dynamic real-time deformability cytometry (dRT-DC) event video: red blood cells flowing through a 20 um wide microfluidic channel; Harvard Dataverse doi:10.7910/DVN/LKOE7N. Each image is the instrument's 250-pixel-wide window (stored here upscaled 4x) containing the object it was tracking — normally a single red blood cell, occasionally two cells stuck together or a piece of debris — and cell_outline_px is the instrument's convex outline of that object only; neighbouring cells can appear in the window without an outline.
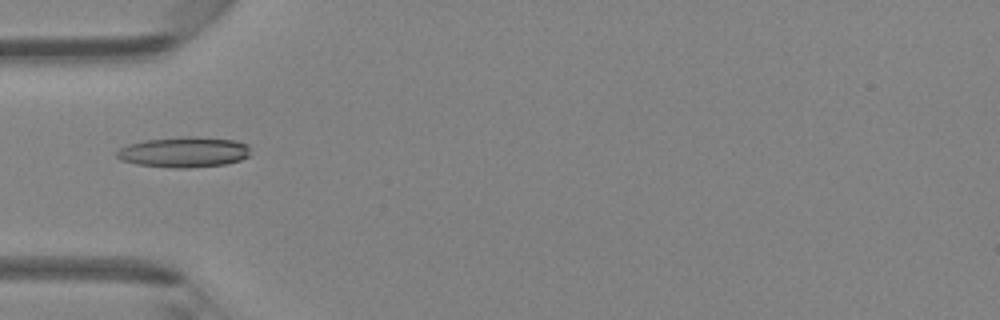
{"species": "Egyptian fruit bat (a non-hibernating species)", "species_latin": "Rousettus aegyptiacus", "temperature_condition": "room temperature", "stored_images_in_passage": 5, "camera_frame_rate_fps": 3000, "um_per_image_px": 0.085, "animal": {"sex": "female"}, "frame": {"image": 1, "passage_image": 4, "time_ms": 3.667, "image_size_px": [1000, 320], "cell_outline_px": [[248, 156], [240, 160], [224, 164], [188, 168], [176, 168], [136, 164], [120, 160], [116, 156], [116, 152], [120, 148], [128, 144], [144, 140], [184, 136], [192, 136], [236, 140], [248, 144]], "centroid_in_image_um": [15.61, 12.92], "position_along_channel_um": 69.4, "area_um2": 23.76}}
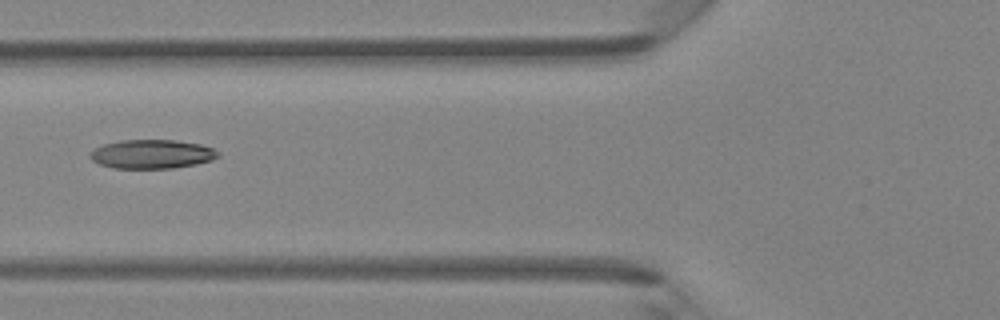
{"frame": {"image": 2, "passage_image": 5, "time_ms": 4.667, "image_size_px": [1000, 320], "cell_outline_px": [[220, 156], [212, 160], [196, 164], [172, 168], [112, 168], [100, 164], [92, 160], [88, 156], [96, 148], [104, 144], [120, 140], [176, 140], [200, 144], [212, 148], [220, 152]], "centroid_in_image_um": [12.93, 13.1], "position_along_channel_um": 112.9, "area_um2": 21.56}}